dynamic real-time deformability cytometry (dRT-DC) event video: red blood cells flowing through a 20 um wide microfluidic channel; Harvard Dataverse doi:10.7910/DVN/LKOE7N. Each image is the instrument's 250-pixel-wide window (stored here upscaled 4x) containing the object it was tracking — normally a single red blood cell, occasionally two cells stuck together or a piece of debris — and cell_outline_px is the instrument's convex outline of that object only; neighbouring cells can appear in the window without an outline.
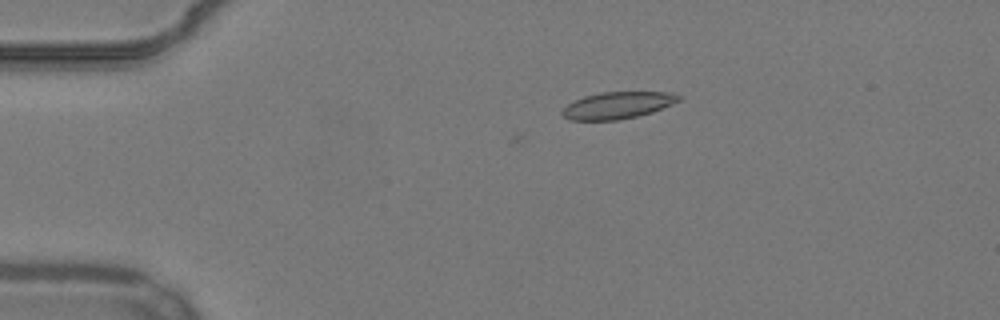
{"species": "common noctule bat (a hibernating species)", "species_latin": "Nyctalus noctula", "temperature_condition": "warm", "stored_images_in_passage": 2, "camera_frame_rate_fps": 3000, "um_per_image_px": 0.085, "animal": {"sex": "male", "body_mass_g": 19.2, "forearm_length_mm": 51.8}, "frame": {"image": 1, "passage_image": 2, "time_ms": 0.333, "image_size_px": [1000, 320], "cell_outline_px": [[680, 100], [652, 112], [636, 116], [616, 120], [568, 120], [560, 112], [568, 104], [584, 96], [600, 92], [668, 92], [680, 96]], "centroid_in_image_um": [52.46, 8.95], "position_along_channel_um": 32.5, "area_um2": 17.98}}